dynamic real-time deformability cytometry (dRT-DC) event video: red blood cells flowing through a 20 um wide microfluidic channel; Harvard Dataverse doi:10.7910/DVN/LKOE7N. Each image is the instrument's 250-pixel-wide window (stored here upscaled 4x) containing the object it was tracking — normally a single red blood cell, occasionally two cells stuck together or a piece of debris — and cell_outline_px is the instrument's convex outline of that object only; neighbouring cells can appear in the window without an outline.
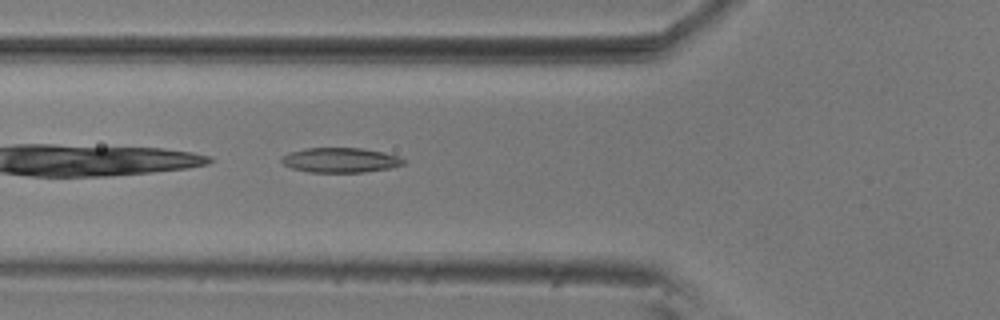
{"species": "common noctule bat (a hibernating species)", "species_latin": "Nyctalus noctula", "temperature_condition": "room temperature", "stored_images_in_passage": 37, "camera_frame_rate_fps": 3000, "um_per_image_px": 0.085, "animal": {"sex": "male", "body_mass_g": 20.5, "forearm_length_mm": 52.5}, "frame": {"image": 1, "passage_image": 4, "time_ms": 1.0, "image_size_px": [1000, 320], "cell_outline_px": [[404, 164], [388, 168], [364, 172], [308, 172], [292, 168], [284, 164], [280, 160], [288, 152], [304, 148], [360, 148], [384, 152], [400, 156], [404, 160]], "centroid_in_image_um": [28.92, 13.6], "position_along_channel_um": 96.9, "area_um2": 17.57}}
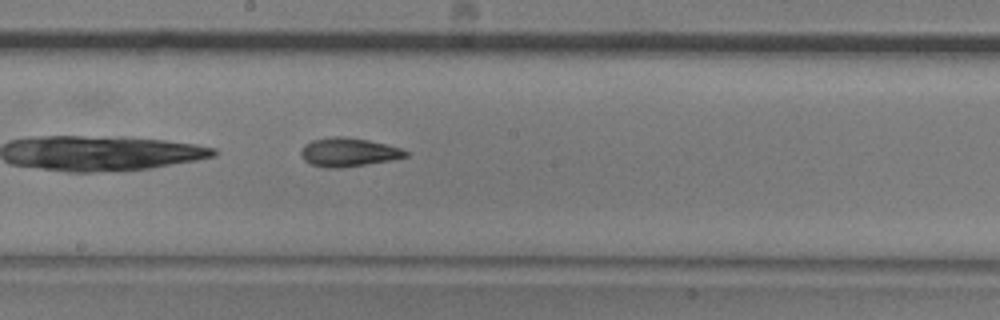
{"frame": {"image": 2, "passage_image": 14, "time_ms": 4.333, "image_size_px": [1000, 320], "cell_outline_px": [[408, 156], [388, 160], [364, 164], [336, 168], [328, 168], [312, 164], [304, 160], [300, 152], [304, 144], [312, 140], [336, 136], [344, 136], [368, 140], [400, 148], [408, 152]], "centroid_in_image_um": [29.58, 12.92], "position_along_channel_um": 218.6, "area_um2": 17.11}}
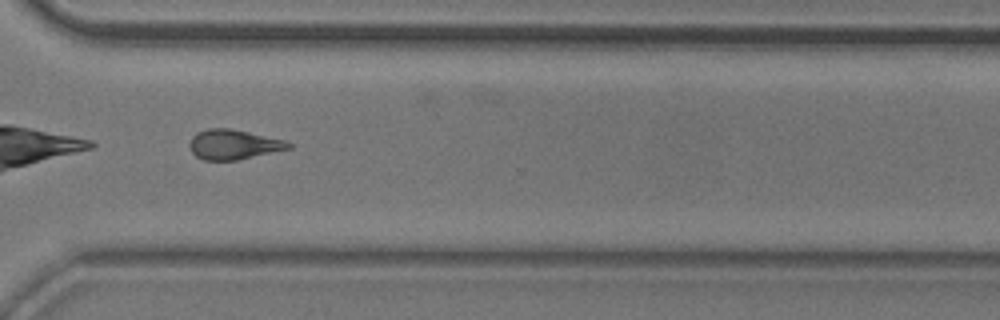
{"frame": {"image": 3, "passage_image": 25, "time_ms": 8.0, "image_size_px": [1000, 320], "cell_outline_px": [[292, 148], [236, 160], [204, 160], [196, 156], [192, 152], [188, 144], [192, 136], [196, 132], [208, 128], [232, 128], [284, 140], [292, 144]], "centroid_in_image_um": [19.82, 12.27], "position_along_channel_um": 350.8, "area_um2": 17.22}, "authors_computed_cell_mechanics": {"area_um2": 17.2244, "velocity_mm_per_s": 3.6315, "shape_relaxation_time_tau1_ms": 7.9511, "shape_relaxation_time_tau2_ms": 2.9317, "deformation_change_tau1": 0.1836, "deformation_change_tau2": 0.1132}}